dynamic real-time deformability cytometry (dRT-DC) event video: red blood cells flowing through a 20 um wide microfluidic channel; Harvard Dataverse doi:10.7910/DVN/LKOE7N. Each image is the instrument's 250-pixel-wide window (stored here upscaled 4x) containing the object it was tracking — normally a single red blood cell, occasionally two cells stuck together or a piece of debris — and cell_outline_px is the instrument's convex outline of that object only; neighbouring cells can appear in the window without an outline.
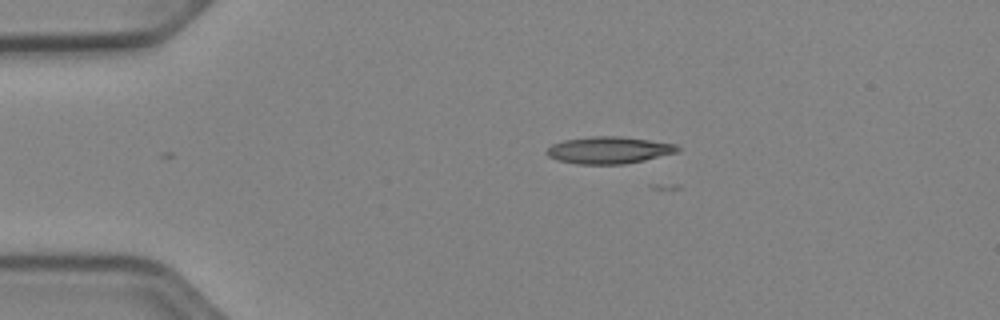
{"species": "Egyptian fruit bat (a non-hibernating species)", "species_latin": "Rousettus aegyptiacus", "temperature_condition": "cold", "stored_images_in_passage": 2, "camera_frame_rate_fps": 3000, "um_per_image_px": 0.085, "animal": {"sex": "female"}, "frame": {"image": 1, "passage_image": 1, "time_ms": 0.0, "image_size_px": [1000, 320], "cell_outline_px": [[680, 152], [644, 160], [624, 164], [576, 164], [556, 160], [548, 156], [544, 152], [552, 144], [564, 140], [592, 136], [620, 136], [676, 144], [680, 148]], "centroid_in_image_um": [51.74, 12.76], "position_along_channel_um": 33.3, "area_um2": 20.69}}